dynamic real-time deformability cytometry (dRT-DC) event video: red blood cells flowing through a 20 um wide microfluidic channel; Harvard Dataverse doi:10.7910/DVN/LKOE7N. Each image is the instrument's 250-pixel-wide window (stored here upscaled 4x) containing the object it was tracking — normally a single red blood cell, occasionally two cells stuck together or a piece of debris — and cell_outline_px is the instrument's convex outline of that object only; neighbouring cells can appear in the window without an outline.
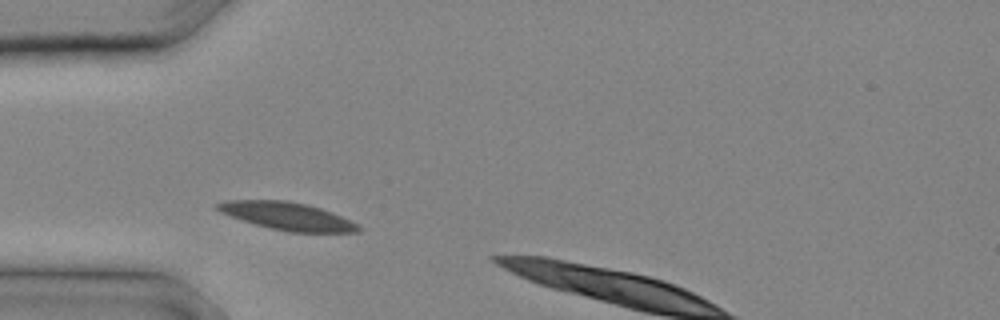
{"species": "common noctule bat (a hibernating species)", "species_latin": "Nyctalus noctula", "temperature_condition": "cold", "stored_images_in_passage": 5, "camera_frame_rate_fps": 3000, "um_per_image_px": 0.085, "animal": {"sex": "male", "body_mass_g": 20.4}, "frame": {"image": 1, "passage_image": 1, "time_ms": 0.0, "image_size_px": [1000, 320], "cell_outline_px": [[360, 232], [288, 232], [256, 224], [220, 212], [216, 208], [216, 204], [224, 200], [288, 200], [308, 204], [332, 212], [360, 224]], "centroid_in_image_um": [24.46, 18.36], "position_along_channel_um": 60.5, "area_um2": 22.66}}